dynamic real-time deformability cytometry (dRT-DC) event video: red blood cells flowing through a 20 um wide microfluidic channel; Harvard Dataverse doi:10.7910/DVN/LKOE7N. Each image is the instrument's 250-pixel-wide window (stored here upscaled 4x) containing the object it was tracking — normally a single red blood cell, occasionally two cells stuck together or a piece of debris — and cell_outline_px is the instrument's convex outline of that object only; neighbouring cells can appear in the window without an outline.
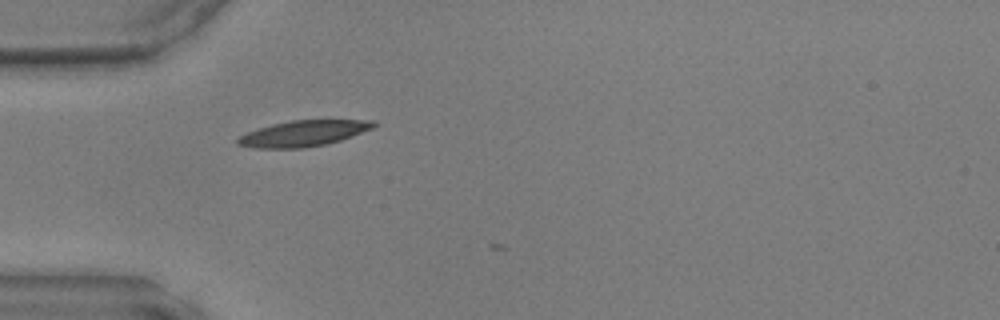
{"species": "common noctule bat (a hibernating species)", "species_latin": "Nyctalus noctula", "temperature_condition": "warm", "stored_images_in_passage": 4, "camera_frame_rate_fps": 3000, "um_per_image_px": 0.085, "animal": {"sex": "male", "body_mass_g": 17.9, "forearm_length_mm": 54.2}, "frame": {"image": 1, "passage_image": 1, "time_ms": 0.0, "image_size_px": [1000, 320], "cell_outline_px": [[376, 124], [372, 128], [340, 140], [324, 144], [304, 148], [256, 148], [236, 144], [236, 140], [240, 136], [248, 132], [272, 124], [292, 120], [376, 120]], "centroid_in_image_um": [25.77, 11.34], "position_along_channel_um": 59.2, "area_um2": 20.17}}